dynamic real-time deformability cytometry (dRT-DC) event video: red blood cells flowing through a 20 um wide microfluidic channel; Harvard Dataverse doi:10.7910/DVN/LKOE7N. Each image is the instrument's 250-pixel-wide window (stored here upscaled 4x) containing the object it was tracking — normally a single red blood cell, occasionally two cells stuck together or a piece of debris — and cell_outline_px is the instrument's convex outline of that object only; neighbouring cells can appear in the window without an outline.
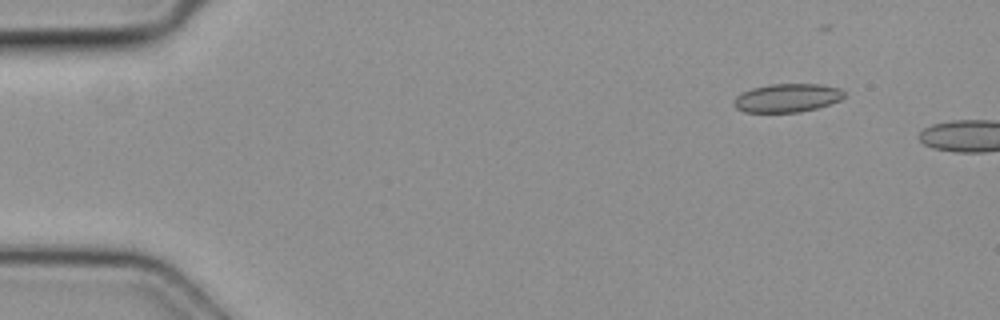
{"species": "common noctule bat (a hibernating species)", "species_latin": "Nyctalus noctula", "temperature_condition": "cold", "stored_images_in_passage": 3, "camera_frame_rate_fps": 3000, "um_per_image_px": 0.085, "animal": {"sex": "female", "body_mass_g": 19.3, "forearm_length_mm": 54.1}, "frame": {"image": 1, "passage_image": 2, "time_ms": 0.333, "image_size_px": [1000, 320], "cell_outline_px": [[844, 96], [840, 100], [816, 108], [800, 112], [744, 112], [736, 108], [732, 104], [732, 100], [740, 92], [752, 88], [768, 84], [820, 84], [840, 88], [844, 92]], "centroid_in_image_um": [66.85, 8.32], "position_along_channel_um": 18.1, "area_um2": 18.44}}